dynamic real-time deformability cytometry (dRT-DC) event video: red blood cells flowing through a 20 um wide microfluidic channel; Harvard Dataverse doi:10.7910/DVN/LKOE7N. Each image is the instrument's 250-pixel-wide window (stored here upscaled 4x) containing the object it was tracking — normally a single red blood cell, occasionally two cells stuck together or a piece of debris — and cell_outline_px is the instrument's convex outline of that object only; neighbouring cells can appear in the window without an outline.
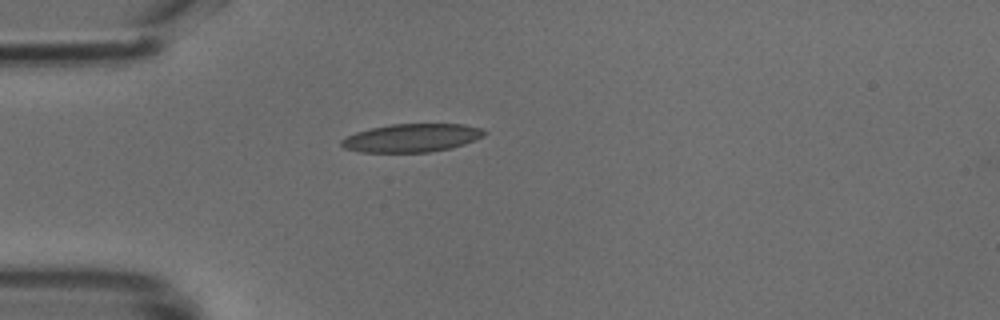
{"species": "common noctule bat (a hibernating species)", "species_latin": "Nyctalus noctula", "temperature_condition": "cold", "stored_images_in_passage": 32, "camera_frame_rate_fps": 3000, "um_per_image_px": 0.085, "animal": {"sex": "male", "body_mass_g": 18.8}, "frame": {"image": 1, "passage_image": 1, "time_ms": 0.0, "image_size_px": [1000, 320], "cell_outline_px": [[488, 132], [484, 136], [464, 144], [452, 148], [428, 152], [360, 152], [344, 148], [340, 144], [340, 140], [356, 132], [372, 128], [392, 124], [464, 124], [484, 128]], "centroid_in_image_um": [35.04, 11.72], "position_along_channel_um": 50.0, "area_um2": 23.58}}
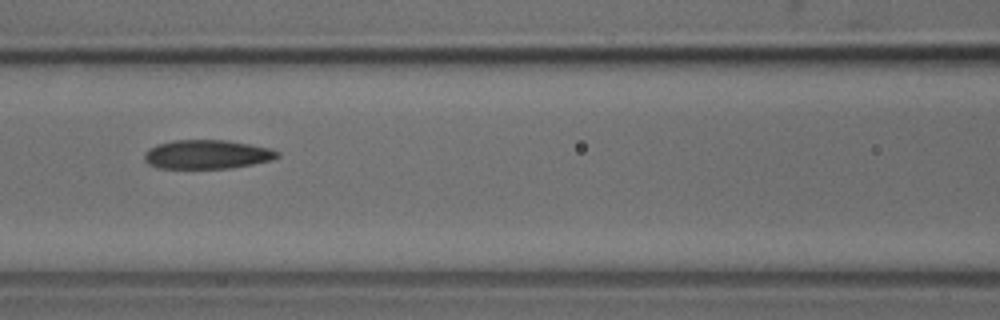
{"frame": {"image": 2, "passage_image": 9, "time_ms": 2.667, "image_size_px": [1000, 320], "cell_outline_px": [[280, 156], [272, 160], [232, 168], [160, 168], [148, 164], [144, 160], [144, 152], [148, 148], [156, 144], [172, 140], [224, 140], [272, 148], [280, 152]], "centroid_in_image_um": [17.59, 13.12], "position_along_channel_um": 149.0, "area_um2": 22.6}}
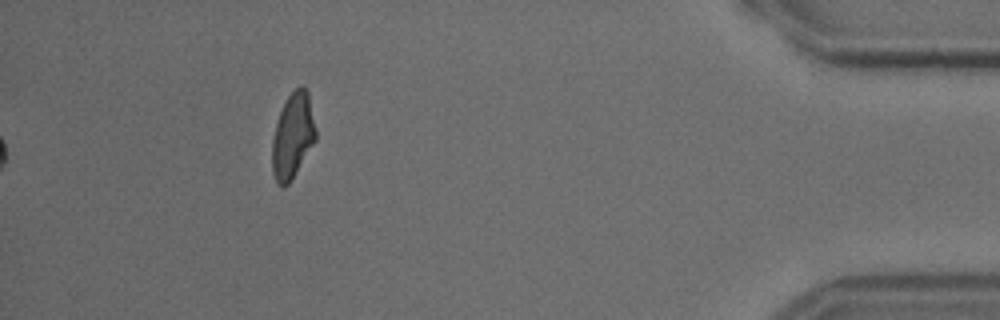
{"frame": {"image": 3, "passage_image": 32, "time_ms": 10.333, "image_size_px": [1000, 320], "cell_outline_px": [[316, 140], [292, 180], [284, 188], [276, 184], [272, 172], [272, 140], [276, 124], [280, 112], [288, 96], [300, 84], [308, 92], [316, 128]], "centroid_in_image_um": [24.88, 11.59], "position_along_channel_um": 410.3, "area_um2": 21.79}}